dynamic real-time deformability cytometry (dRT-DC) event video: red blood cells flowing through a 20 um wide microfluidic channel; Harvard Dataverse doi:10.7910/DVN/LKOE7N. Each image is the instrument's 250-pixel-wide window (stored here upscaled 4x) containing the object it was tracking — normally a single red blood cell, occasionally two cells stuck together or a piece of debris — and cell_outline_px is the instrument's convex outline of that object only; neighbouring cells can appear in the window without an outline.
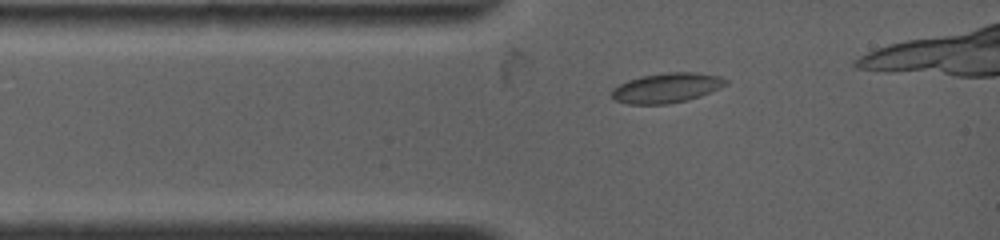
{"species": "common noctule bat (a hibernating species)", "species_latin": "Nyctalus noctula", "temperature_condition": "warm", "stored_images_in_passage": 3, "camera_frame_rate_fps": 4500, "um_per_image_px": 0.085, "animal": {"sex": "female", "body_mass_g": 19.0, "forearm_length_mm": 53.3}, "frame": {"image": 1, "passage_image": 1, "time_ms": 0.0, "image_size_px": [1000, 240], "cell_outline_px": [[728, 84], [720, 88], [700, 96], [688, 100], [668, 104], [628, 104], [616, 100], [612, 96], [612, 88], [628, 80], [640, 76], [664, 72], [692, 72], [720, 76], [728, 80]], "centroid_in_image_um": [56.68, 7.46], "position_along_channel_um": 28.3, "area_um2": 19.88}}